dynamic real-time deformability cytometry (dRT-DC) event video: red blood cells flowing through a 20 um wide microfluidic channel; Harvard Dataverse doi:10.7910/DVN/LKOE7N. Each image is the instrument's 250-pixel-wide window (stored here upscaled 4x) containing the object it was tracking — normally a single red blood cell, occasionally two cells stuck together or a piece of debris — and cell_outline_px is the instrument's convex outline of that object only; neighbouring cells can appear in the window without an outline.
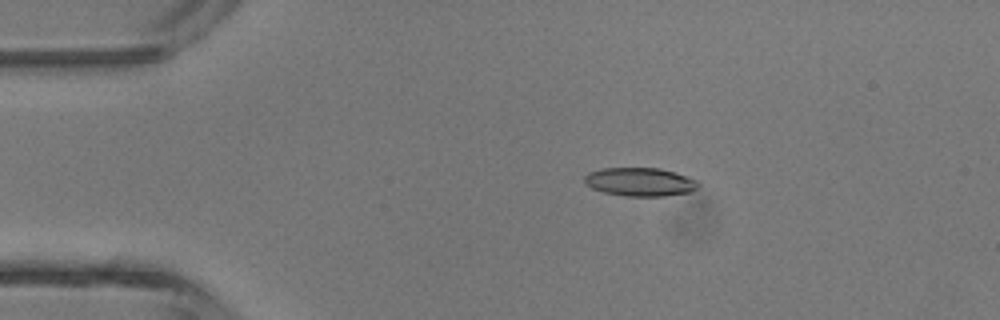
{"species": "common noctule bat (a hibernating species)", "species_latin": "Nyctalus noctula", "temperature_condition": "room temperature", "stored_images_in_passage": 3, "camera_frame_rate_fps": 3000, "um_per_image_px": 0.085, "animal": {"sex": "male", "body_mass_g": 13.3}, "frame": {"image": 1, "passage_image": 1, "time_ms": 0.0, "image_size_px": [1000, 320], "cell_outline_px": [[700, 184], [692, 192], [664, 196], [624, 196], [604, 192], [592, 188], [584, 184], [584, 176], [588, 172], [600, 168], [660, 168], [676, 172], [688, 176], [696, 180]], "centroid_in_image_um": [54.4, 15.45], "position_along_channel_um": 30.6, "area_um2": 19.13}}
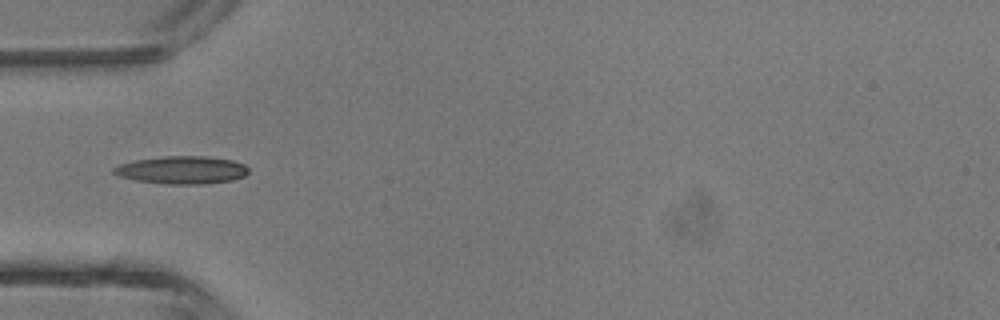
{"frame": {"image": 2, "passage_image": 3, "time_ms": 2.0, "image_size_px": [1000, 320], "cell_outline_px": [[248, 172], [244, 176], [232, 180], [208, 184], [164, 184], [136, 180], [116, 176], [112, 172], [112, 168], [120, 164], [136, 160], [164, 156], [208, 156], [232, 160], [244, 164], [248, 168]], "centroid_in_image_um": [15.45, 14.45], "position_along_channel_um": 69.5, "area_um2": 21.96}}